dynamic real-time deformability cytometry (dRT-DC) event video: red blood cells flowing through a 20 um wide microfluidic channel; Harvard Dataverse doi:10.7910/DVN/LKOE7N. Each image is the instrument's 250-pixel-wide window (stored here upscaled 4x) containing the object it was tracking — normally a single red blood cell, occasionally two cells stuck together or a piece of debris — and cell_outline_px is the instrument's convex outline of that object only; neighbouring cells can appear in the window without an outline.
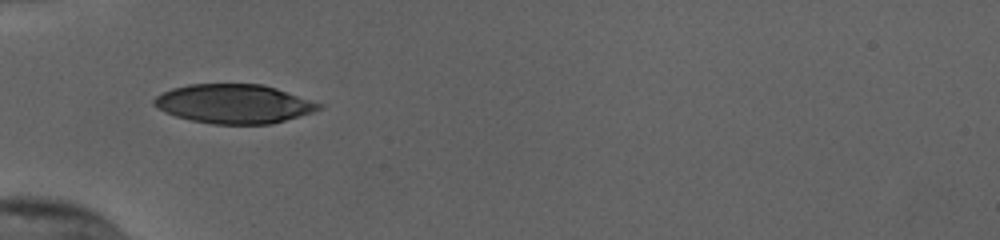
{"species": "human", "species_latin": "Homo sapiens", "temperature_condition": "cold", "stored_images_in_passage": 36, "camera_frame_rate_fps": 3000, "um_per_image_px": 0.085, "donor": {"sex": "female"}, "frame": {"image": 1, "passage_image": 1, "time_ms": 0.0, "image_size_px": [1000, 240], "cell_outline_px": [[324, 108], [312, 112], [272, 124], [212, 124], [192, 120], [176, 116], [164, 112], [152, 104], [152, 100], [156, 96], [172, 88], [188, 84], [264, 84], [324, 104]], "centroid_in_image_um": [19.89, 8.82], "position_along_channel_um": 65.1, "area_um2": 37.63}}
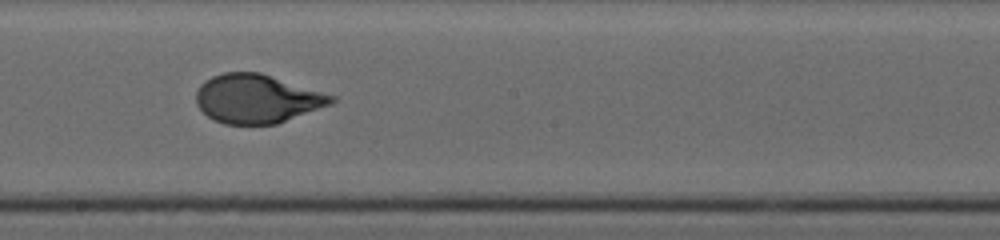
{"frame": {"image": 2, "passage_image": 14, "time_ms": 4.333, "image_size_px": [1000, 240], "cell_outline_px": [[336, 100], [332, 104], [276, 124], [224, 124], [208, 116], [196, 104], [196, 92], [200, 84], [212, 76], [224, 72], [260, 72], [336, 96]], "centroid_in_image_um": [21.85, 8.39], "position_along_channel_um": 226.4, "area_um2": 38.32}}
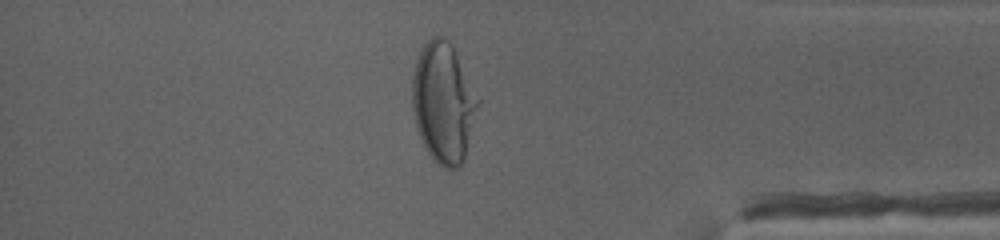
{"frame": {"image": 3, "passage_image": 29, "time_ms": 9.333, "image_size_px": [1000, 240], "cell_outline_px": [[480, 104], [464, 160], [456, 168], [444, 168], [432, 160], [420, 136], [416, 124], [412, 108], [412, 76], [416, 60], [424, 44], [432, 36], [444, 36], [448, 40], [480, 100]], "centroid_in_image_um": [37.69, 8.74], "position_along_channel_um": 397.5, "area_um2": 45.78}, "authors_computed_cell_mechanics": {"area_um2": 38.9283, "velocity_mm_per_s": 3.8156, "shape_relaxation_time_tau1_ms": 5.3489, "shape_relaxation_time_tau2_ms": null, "deformation_change_tau1": 0.2263, "deformation_change_tau2": null}}